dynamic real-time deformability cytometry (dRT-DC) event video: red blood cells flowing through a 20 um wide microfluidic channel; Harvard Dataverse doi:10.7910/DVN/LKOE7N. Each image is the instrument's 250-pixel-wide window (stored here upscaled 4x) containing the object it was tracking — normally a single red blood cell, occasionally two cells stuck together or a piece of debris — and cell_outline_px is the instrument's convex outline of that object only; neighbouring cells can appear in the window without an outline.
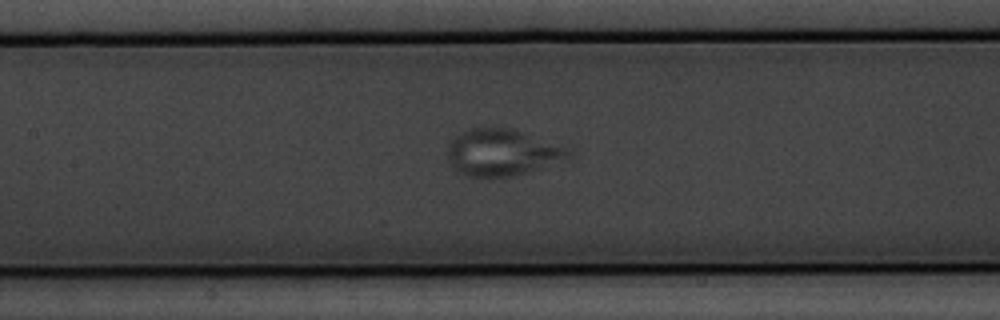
{"species": "common noctule bat (a hibernating species)", "species_latin": "Nyctalus noctula", "temperature_condition": "warm", "stored_images_in_passage": 32, "camera_frame_rate_fps": 3000, "um_per_image_px": 0.085, "animal": {"sex": "male", "body_mass_g": 20.1, "forearm_length_mm": 53.5}, "frame": {"image": 1, "passage_image": 10, "time_ms": 3.0, "image_size_px": [1000, 320], "cell_outline_px": [[572, 160], [528, 172], [508, 176], [468, 176], [460, 172], [452, 164], [448, 152], [448, 144], [460, 132], [472, 128], [512, 128], [568, 144], [572, 152]], "centroid_in_image_um": [42.88, 12.93], "position_along_channel_um": 164.5, "area_um2": 33.58}}
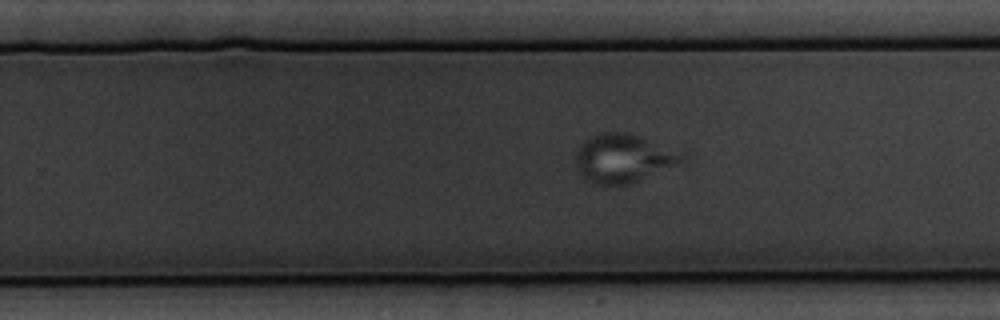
{"frame": {"image": 2, "passage_image": 19, "time_ms": 6.0, "image_size_px": [1000, 320], "cell_outline_px": [[692, 156], [688, 160], [628, 184], [596, 184], [584, 180], [576, 164], [576, 152], [580, 144], [584, 140], [600, 132], [628, 132], [692, 152]], "centroid_in_image_um": [53.12, 13.41], "position_along_channel_um": 276.7, "area_um2": 30.92}}
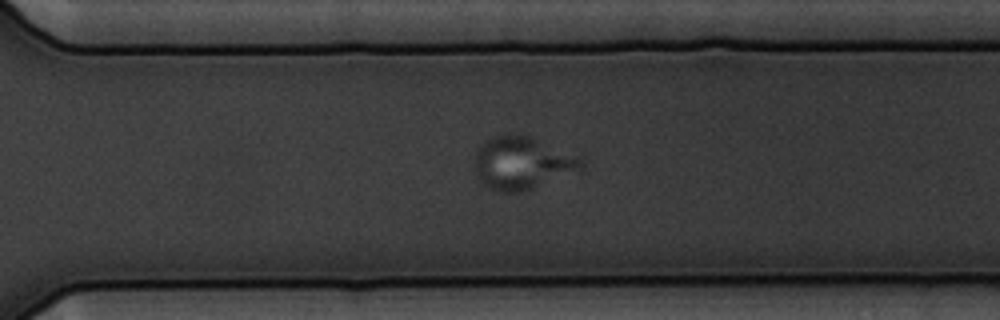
{"frame": {"image": 3, "passage_image": 23, "time_ms": 7.333, "image_size_px": [1000, 320], "cell_outline_px": [[584, 164], [580, 168], [532, 188], [520, 192], [500, 192], [488, 188], [480, 180], [476, 172], [476, 152], [480, 144], [484, 140], [492, 136], [504, 132], [516, 132], [532, 136], [584, 160]], "centroid_in_image_um": [44.29, 13.8], "position_along_channel_um": 326.3, "area_um2": 32.43}}